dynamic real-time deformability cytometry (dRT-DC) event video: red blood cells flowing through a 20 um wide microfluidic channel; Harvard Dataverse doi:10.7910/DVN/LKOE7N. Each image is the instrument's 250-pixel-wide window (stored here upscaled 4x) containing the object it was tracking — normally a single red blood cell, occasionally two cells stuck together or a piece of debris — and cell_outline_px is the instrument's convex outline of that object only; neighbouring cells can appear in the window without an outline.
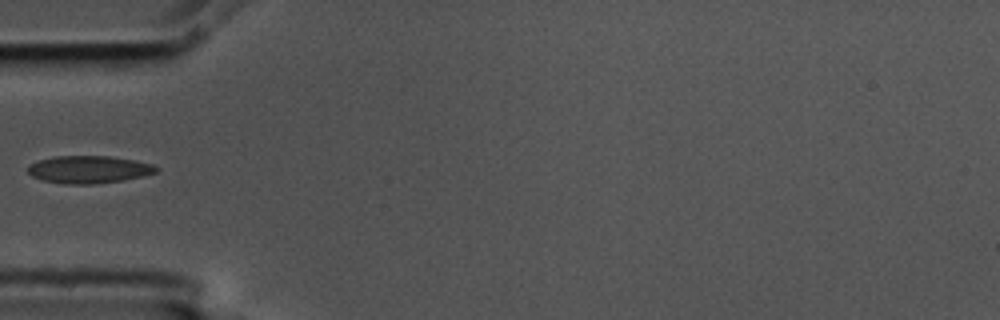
{"species": "common noctule bat (a hibernating species)", "species_latin": "Nyctalus noctula", "temperature_condition": "cold", "stored_images_in_passage": 6, "camera_frame_rate_fps": 3000, "um_per_image_px": 0.085, "animal": {"sex": "male", "body_mass_g": 17.5, "forearm_length_mm": 52.3}, "frame": {"image": 1, "passage_image": 5, "time_ms": 1.333, "image_size_px": [1000, 320], "cell_outline_px": [[160, 168], [156, 172], [140, 176], [120, 180], [92, 184], [64, 184], [44, 180], [32, 176], [28, 172], [28, 164], [40, 160], [56, 156], [112, 156], [152, 164]], "centroid_in_image_um": [7.52, 14.4], "position_along_channel_um": 77.5, "area_um2": 20.29}}